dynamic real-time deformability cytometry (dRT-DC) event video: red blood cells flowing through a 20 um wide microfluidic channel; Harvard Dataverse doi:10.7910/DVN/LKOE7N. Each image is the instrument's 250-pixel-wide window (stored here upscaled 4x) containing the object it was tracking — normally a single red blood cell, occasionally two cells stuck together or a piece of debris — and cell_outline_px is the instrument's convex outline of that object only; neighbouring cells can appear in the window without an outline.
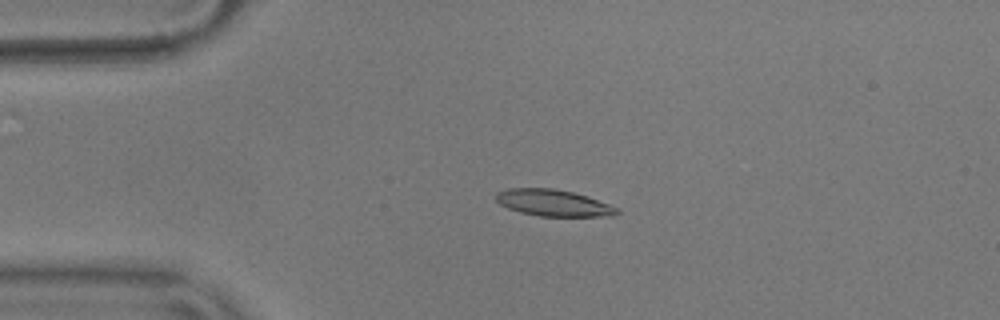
{"species": "common noctule bat (a hibernating species)", "species_latin": "Nyctalus noctula", "temperature_condition": "warm", "stored_images_in_passage": 56, "camera_frame_rate_fps": 3000, "um_per_image_px": 0.085, "animal": {"sex": "male", "body_mass_g": 17.9}, "frame": {"image": 1, "passage_image": 13, "time_ms": 4.0, "image_size_px": [1000, 320], "cell_outline_px": [[620, 212], [616, 216], [540, 216], [520, 212], [508, 208], [500, 204], [496, 200], [496, 192], [508, 188], [552, 188], [572, 192], [588, 196], [620, 208]], "centroid_in_image_um": [47.07, 17.25], "position_along_channel_um": 37.9, "area_um2": 18.84}}
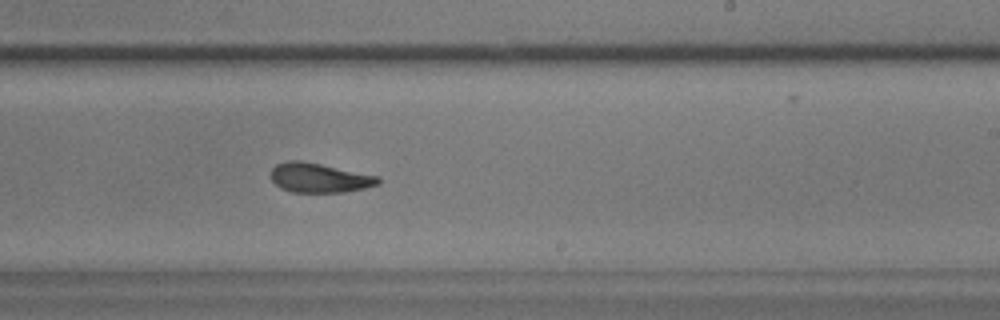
{"frame": {"image": 2, "passage_image": 34, "time_ms": 11.0, "image_size_px": [1000, 320], "cell_outline_px": [[380, 184], [364, 188], [344, 192], [292, 192], [280, 188], [272, 180], [272, 168], [276, 164], [288, 160], [300, 160], [380, 176]], "centroid_in_image_um": [27.15, 15.11], "position_along_channel_um": 261.8, "area_um2": 18.38}}
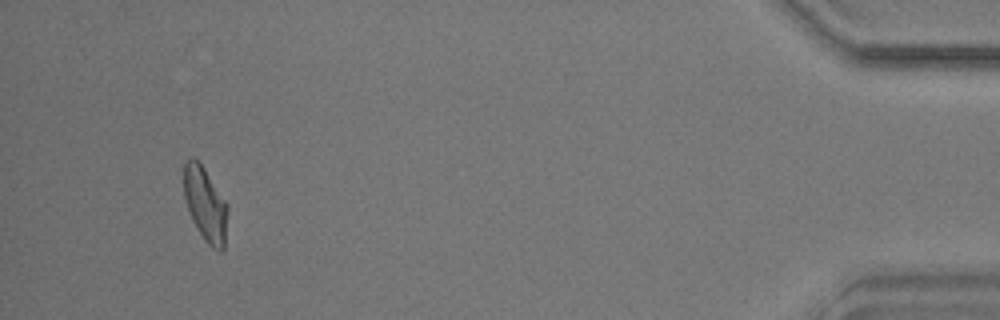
{"frame": {"image": 3, "passage_image": 53, "time_ms": 17.333, "image_size_px": [1000, 320], "cell_outline_px": [[228, 212], [224, 248], [220, 252], [212, 248], [204, 240], [192, 220], [184, 196], [184, 160], [188, 156], [192, 156], [204, 168], [228, 204]], "centroid_in_image_um": [17.46, 17.36], "position_along_channel_um": 417.7, "area_um2": 19.02}, "authors_computed_cell_mechanics": {"area_um2": 18.785, "velocity_mm_per_s": 3.6212, "shape_relaxation_time_tau1_ms": 5.941, "shape_relaxation_time_tau2_ms": 3.1517, "deformation_change_tau1": 0.1889, "deformation_change_tau2": 0.1086}}